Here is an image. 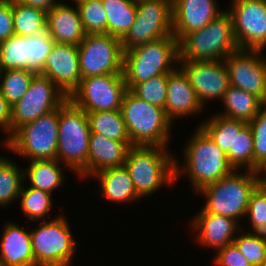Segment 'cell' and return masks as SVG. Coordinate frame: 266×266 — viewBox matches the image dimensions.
Returning a JSON list of instances; mask_svg holds the SVG:
<instances>
[{
	"mask_svg": "<svg viewBox=\"0 0 266 266\" xmlns=\"http://www.w3.org/2000/svg\"><path fill=\"white\" fill-rule=\"evenodd\" d=\"M186 143L183 150V166L179 165V160L175 156V182L186 174L196 194L234 170L228 163L226 153L199 126Z\"/></svg>",
	"mask_w": 266,
	"mask_h": 266,
	"instance_id": "6da1fadb",
	"label": "cell"
},
{
	"mask_svg": "<svg viewBox=\"0 0 266 266\" xmlns=\"http://www.w3.org/2000/svg\"><path fill=\"white\" fill-rule=\"evenodd\" d=\"M90 127L87 114L67 99L59 107L56 159L80 179L88 177Z\"/></svg>",
	"mask_w": 266,
	"mask_h": 266,
	"instance_id": "7a4b0ae2",
	"label": "cell"
},
{
	"mask_svg": "<svg viewBox=\"0 0 266 266\" xmlns=\"http://www.w3.org/2000/svg\"><path fill=\"white\" fill-rule=\"evenodd\" d=\"M178 62V41L173 35L124 52L123 75L128 90L153 77L170 74L179 66Z\"/></svg>",
	"mask_w": 266,
	"mask_h": 266,
	"instance_id": "3957f363",
	"label": "cell"
},
{
	"mask_svg": "<svg viewBox=\"0 0 266 266\" xmlns=\"http://www.w3.org/2000/svg\"><path fill=\"white\" fill-rule=\"evenodd\" d=\"M168 147L131 146L124 163L138 195L150 196L175 183V157Z\"/></svg>",
	"mask_w": 266,
	"mask_h": 266,
	"instance_id": "277c9868",
	"label": "cell"
},
{
	"mask_svg": "<svg viewBox=\"0 0 266 266\" xmlns=\"http://www.w3.org/2000/svg\"><path fill=\"white\" fill-rule=\"evenodd\" d=\"M238 49L227 9L204 28L186 34L178 42L179 61H224Z\"/></svg>",
	"mask_w": 266,
	"mask_h": 266,
	"instance_id": "5b68a950",
	"label": "cell"
},
{
	"mask_svg": "<svg viewBox=\"0 0 266 266\" xmlns=\"http://www.w3.org/2000/svg\"><path fill=\"white\" fill-rule=\"evenodd\" d=\"M239 172L233 170L197 192L205 196L206 203L201 208L205 213L230 217L239 224L240 218L246 217L251 194L260 184L256 172Z\"/></svg>",
	"mask_w": 266,
	"mask_h": 266,
	"instance_id": "8992f818",
	"label": "cell"
},
{
	"mask_svg": "<svg viewBox=\"0 0 266 266\" xmlns=\"http://www.w3.org/2000/svg\"><path fill=\"white\" fill-rule=\"evenodd\" d=\"M120 111L132 146L168 147L173 122L165 109L137 98L128 90Z\"/></svg>",
	"mask_w": 266,
	"mask_h": 266,
	"instance_id": "52a82bcc",
	"label": "cell"
},
{
	"mask_svg": "<svg viewBox=\"0 0 266 266\" xmlns=\"http://www.w3.org/2000/svg\"><path fill=\"white\" fill-rule=\"evenodd\" d=\"M58 129L59 108L16 129L4 140V146L30 161L56 159Z\"/></svg>",
	"mask_w": 266,
	"mask_h": 266,
	"instance_id": "ba28073f",
	"label": "cell"
},
{
	"mask_svg": "<svg viewBox=\"0 0 266 266\" xmlns=\"http://www.w3.org/2000/svg\"><path fill=\"white\" fill-rule=\"evenodd\" d=\"M40 222L32 229L31 241L35 266H70L76 253V240L65 216Z\"/></svg>",
	"mask_w": 266,
	"mask_h": 266,
	"instance_id": "9c48e42d",
	"label": "cell"
},
{
	"mask_svg": "<svg viewBox=\"0 0 266 266\" xmlns=\"http://www.w3.org/2000/svg\"><path fill=\"white\" fill-rule=\"evenodd\" d=\"M134 24L121 39L123 51L173 35L172 0H137Z\"/></svg>",
	"mask_w": 266,
	"mask_h": 266,
	"instance_id": "30bf717a",
	"label": "cell"
},
{
	"mask_svg": "<svg viewBox=\"0 0 266 266\" xmlns=\"http://www.w3.org/2000/svg\"><path fill=\"white\" fill-rule=\"evenodd\" d=\"M81 79L105 74H123L121 39L107 33L88 34L78 45Z\"/></svg>",
	"mask_w": 266,
	"mask_h": 266,
	"instance_id": "8fae6325",
	"label": "cell"
},
{
	"mask_svg": "<svg viewBox=\"0 0 266 266\" xmlns=\"http://www.w3.org/2000/svg\"><path fill=\"white\" fill-rule=\"evenodd\" d=\"M127 91L123 74L89 76L80 80L68 99L86 113L120 110Z\"/></svg>",
	"mask_w": 266,
	"mask_h": 266,
	"instance_id": "7c38bea8",
	"label": "cell"
},
{
	"mask_svg": "<svg viewBox=\"0 0 266 266\" xmlns=\"http://www.w3.org/2000/svg\"><path fill=\"white\" fill-rule=\"evenodd\" d=\"M67 99L48 77L37 73L26 94L11 108V134L22 125L59 108Z\"/></svg>",
	"mask_w": 266,
	"mask_h": 266,
	"instance_id": "4fadbf2b",
	"label": "cell"
},
{
	"mask_svg": "<svg viewBox=\"0 0 266 266\" xmlns=\"http://www.w3.org/2000/svg\"><path fill=\"white\" fill-rule=\"evenodd\" d=\"M239 49L266 48V0H232L228 6Z\"/></svg>",
	"mask_w": 266,
	"mask_h": 266,
	"instance_id": "5bb4252c",
	"label": "cell"
},
{
	"mask_svg": "<svg viewBox=\"0 0 266 266\" xmlns=\"http://www.w3.org/2000/svg\"><path fill=\"white\" fill-rule=\"evenodd\" d=\"M262 50L238 49L225 60L229 83L266 104V57Z\"/></svg>",
	"mask_w": 266,
	"mask_h": 266,
	"instance_id": "9a60e30c",
	"label": "cell"
},
{
	"mask_svg": "<svg viewBox=\"0 0 266 266\" xmlns=\"http://www.w3.org/2000/svg\"><path fill=\"white\" fill-rule=\"evenodd\" d=\"M178 66L187 76L202 106L209 101H222L228 89L229 74L224 61H179Z\"/></svg>",
	"mask_w": 266,
	"mask_h": 266,
	"instance_id": "2e32d148",
	"label": "cell"
},
{
	"mask_svg": "<svg viewBox=\"0 0 266 266\" xmlns=\"http://www.w3.org/2000/svg\"><path fill=\"white\" fill-rule=\"evenodd\" d=\"M38 73L48 77L69 98L81 80L78 46L54 43Z\"/></svg>",
	"mask_w": 266,
	"mask_h": 266,
	"instance_id": "e0dca14e",
	"label": "cell"
},
{
	"mask_svg": "<svg viewBox=\"0 0 266 266\" xmlns=\"http://www.w3.org/2000/svg\"><path fill=\"white\" fill-rule=\"evenodd\" d=\"M217 0H172L173 36L179 42L186 34L204 28L223 10Z\"/></svg>",
	"mask_w": 266,
	"mask_h": 266,
	"instance_id": "ac0fdd59",
	"label": "cell"
},
{
	"mask_svg": "<svg viewBox=\"0 0 266 266\" xmlns=\"http://www.w3.org/2000/svg\"><path fill=\"white\" fill-rule=\"evenodd\" d=\"M191 228L196 232V241L203 247L216 252L233 243L240 225L236 220L217 214L205 213L202 209L191 220Z\"/></svg>",
	"mask_w": 266,
	"mask_h": 266,
	"instance_id": "d6986e66",
	"label": "cell"
},
{
	"mask_svg": "<svg viewBox=\"0 0 266 266\" xmlns=\"http://www.w3.org/2000/svg\"><path fill=\"white\" fill-rule=\"evenodd\" d=\"M204 107L185 73L177 67L168 74L165 113L173 122L179 117L200 114ZM176 118V119H175Z\"/></svg>",
	"mask_w": 266,
	"mask_h": 266,
	"instance_id": "ffe728a7",
	"label": "cell"
},
{
	"mask_svg": "<svg viewBox=\"0 0 266 266\" xmlns=\"http://www.w3.org/2000/svg\"><path fill=\"white\" fill-rule=\"evenodd\" d=\"M46 32L55 43L78 46L87 35L78 8L60 2L47 12Z\"/></svg>",
	"mask_w": 266,
	"mask_h": 266,
	"instance_id": "44dd1931",
	"label": "cell"
},
{
	"mask_svg": "<svg viewBox=\"0 0 266 266\" xmlns=\"http://www.w3.org/2000/svg\"><path fill=\"white\" fill-rule=\"evenodd\" d=\"M131 141H116L91 133L88 150V178L106 169L124 166Z\"/></svg>",
	"mask_w": 266,
	"mask_h": 266,
	"instance_id": "7402d4cb",
	"label": "cell"
},
{
	"mask_svg": "<svg viewBox=\"0 0 266 266\" xmlns=\"http://www.w3.org/2000/svg\"><path fill=\"white\" fill-rule=\"evenodd\" d=\"M0 266H35L31 232L12 221L3 228Z\"/></svg>",
	"mask_w": 266,
	"mask_h": 266,
	"instance_id": "603a6c76",
	"label": "cell"
},
{
	"mask_svg": "<svg viewBox=\"0 0 266 266\" xmlns=\"http://www.w3.org/2000/svg\"><path fill=\"white\" fill-rule=\"evenodd\" d=\"M94 176L98 178L101 194L114 204L131 203L141 198L125 166L106 169Z\"/></svg>",
	"mask_w": 266,
	"mask_h": 266,
	"instance_id": "cb8c5ba5",
	"label": "cell"
},
{
	"mask_svg": "<svg viewBox=\"0 0 266 266\" xmlns=\"http://www.w3.org/2000/svg\"><path fill=\"white\" fill-rule=\"evenodd\" d=\"M248 123L216 114L199 124L208 137L226 153L229 165L234 169L235 130H242Z\"/></svg>",
	"mask_w": 266,
	"mask_h": 266,
	"instance_id": "d4e9b609",
	"label": "cell"
},
{
	"mask_svg": "<svg viewBox=\"0 0 266 266\" xmlns=\"http://www.w3.org/2000/svg\"><path fill=\"white\" fill-rule=\"evenodd\" d=\"M60 165L64 164L57 159L31 160L28 168L23 169L24 181H29V187L53 194L66 180Z\"/></svg>",
	"mask_w": 266,
	"mask_h": 266,
	"instance_id": "484cf974",
	"label": "cell"
},
{
	"mask_svg": "<svg viewBox=\"0 0 266 266\" xmlns=\"http://www.w3.org/2000/svg\"><path fill=\"white\" fill-rule=\"evenodd\" d=\"M224 112L219 115L249 123L265 105L258 97L229 85L222 98Z\"/></svg>",
	"mask_w": 266,
	"mask_h": 266,
	"instance_id": "4316f807",
	"label": "cell"
},
{
	"mask_svg": "<svg viewBox=\"0 0 266 266\" xmlns=\"http://www.w3.org/2000/svg\"><path fill=\"white\" fill-rule=\"evenodd\" d=\"M107 13V34L122 39L136 17L137 0H101Z\"/></svg>",
	"mask_w": 266,
	"mask_h": 266,
	"instance_id": "83f0119b",
	"label": "cell"
},
{
	"mask_svg": "<svg viewBox=\"0 0 266 266\" xmlns=\"http://www.w3.org/2000/svg\"><path fill=\"white\" fill-rule=\"evenodd\" d=\"M91 133H98L116 141H130L120 110L86 113Z\"/></svg>",
	"mask_w": 266,
	"mask_h": 266,
	"instance_id": "f1b7e54d",
	"label": "cell"
},
{
	"mask_svg": "<svg viewBox=\"0 0 266 266\" xmlns=\"http://www.w3.org/2000/svg\"><path fill=\"white\" fill-rule=\"evenodd\" d=\"M14 33L17 36H36L46 32L47 12L13 0Z\"/></svg>",
	"mask_w": 266,
	"mask_h": 266,
	"instance_id": "f546056e",
	"label": "cell"
},
{
	"mask_svg": "<svg viewBox=\"0 0 266 266\" xmlns=\"http://www.w3.org/2000/svg\"><path fill=\"white\" fill-rule=\"evenodd\" d=\"M0 161V207L6 208L18 201L24 181V170L5 157Z\"/></svg>",
	"mask_w": 266,
	"mask_h": 266,
	"instance_id": "4dcf8cb0",
	"label": "cell"
},
{
	"mask_svg": "<svg viewBox=\"0 0 266 266\" xmlns=\"http://www.w3.org/2000/svg\"><path fill=\"white\" fill-rule=\"evenodd\" d=\"M7 69L31 70L28 37L13 35L0 43V71Z\"/></svg>",
	"mask_w": 266,
	"mask_h": 266,
	"instance_id": "1f68e13d",
	"label": "cell"
},
{
	"mask_svg": "<svg viewBox=\"0 0 266 266\" xmlns=\"http://www.w3.org/2000/svg\"><path fill=\"white\" fill-rule=\"evenodd\" d=\"M37 73V71L25 69L0 71V92L11 106L26 94Z\"/></svg>",
	"mask_w": 266,
	"mask_h": 266,
	"instance_id": "d6a6232c",
	"label": "cell"
},
{
	"mask_svg": "<svg viewBox=\"0 0 266 266\" xmlns=\"http://www.w3.org/2000/svg\"><path fill=\"white\" fill-rule=\"evenodd\" d=\"M25 184H23L18 197L22 212L29 221H44L47 213L52 208V204H54L52 195L33 187L27 188Z\"/></svg>",
	"mask_w": 266,
	"mask_h": 266,
	"instance_id": "836d02e7",
	"label": "cell"
},
{
	"mask_svg": "<svg viewBox=\"0 0 266 266\" xmlns=\"http://www.w3.org/2000/svg\"><path fill=\"white\" fill-rule=\"evenodd\" d=\"M76 4L85 33H107V13L101 0H73Z\"/></svg>",
	"mask_w": 266,
	"mask_h": 266,
	"instance_id": "e575fe53",
	"label": "cell"
},
{
	"mask_svg": "<svg viewBox=\"0 0 266 266\" xmlns=\"http://www.w3.org/2000/svg\"><path fill=\"white\" fill-rule=\"evenodd\" d=\"M253 236L266 241V186H258L251 194L246 213Z\"/></svg>",
	"mask_w": 266,
	"mask_h": 266,
	"instance_id": "d590c367",
	"label": "cell"
},
{
	"mask_svg": "<svg viewBox=\"0 0 266 266\" xmlns=\"http://www.w3.org/2000/svg\"><path fill=\"white\" fill-rule=\"evenodd\" d=\"M168 74H162L134 85L129 91L137 98L165 109Z\"/></svg>",
	"mask_w": 266,
	"mask_h": 266,
	"instance_id": "8d00e7d4",
	"label": "cell"
},
{
	"mask_svg": "<svg viewBox=\"0 0 266 266\" xmlns=\"http://www.w3.org/2000/svg\"><path fill=\"white\" fill-rule=\"evenodd\" d=\"M242 168L254 172V141L249 124L242 130H235L234 170Z\"/></svg>",
	"mask_w": 266,
	"mask_h": 266,
	"instance_id": "74e56055",
	"label": "cell"
},
{
	"mask_svg": "<svg viewBox=\"0 0 266 266\" xmlns=\"http://www.w3.org/2000/svg\"><path fill=\"white\" fill-rule=\"evenodd\" d=\"M242 230L244 229H240L233 243L252 266H261L266 260V241Z\"/></svg>",
	"mask_w": 266,
	"mask_h": 266,
	"instance_id": "f35d334b",
	"label": "cell"
},
{
	"mask_svg": "<svg viewBox=\"0 0 266 266\" xmlns=\"http://www.w3.org/2000/svg\"><path fill=\"white\" fill-rule=\"evenodd\" d=\"M253 132L254 141V172L266 160V104L248 123Z\"/></svg>",
	"mask_w": 266,
	"mask_h": 266,
	"instance_id": "ab89813d",
	"label": "cell"
},
{
	"mask_svg": "<svg viewBox=\"0 0 266 266\" xmlns=\"http://www.w3.org/2000/svg\"><path fill=\"white\" fill-rule=\"evenodd\" d=\"M55 41L47 32L36 36H28L29 44V62L31 63V70L39 72L49 55Z\"/></svg>",
	"mask_w": 266,
	"mask_h": 266,
	"instance_id": "60d3db41",
	"label": "cell"
},
{
	"mask_svg": "<svg viewBox=\"0 0 266 266\" xmlns=\"http://www.w3.org/2000/svg\"><path fill=\"white\" fill-rule=\"evenodd\" d=\"M213 264L215 266H252L234 243H230L218 250Z\"/></svg>",
	"mask_w": 266,
	"mask_h": 266,
	"instance_id": "b9f144b4",
	"label": "cell"
},
{
	"mask_svg": "<svg viewBox=\"0 0 266 266\" xmlns=\"http://www.w3.org/2000/svg\"><path fill=\"white\" fill-rule=\"evenodd\" d=\"M13 35V0H0V43Z\"/></svg>",
	"mask_w": 266,
	"mask_h": 266,
	"instance_id": "7bdbcfd3",
	"label": "cell"
},
{
	"mask_svg": "<svg viewBox=\"0 0 266 266\" xmlns=\"http://www.w3.org/2000/svg\"><path fill=\"white\" fill-rule=\"evenodd\" d=\"M11 108L0 92V129L3 130L7 138L11 135Z\"/></svg>",
	"mask_w": 266,
	"mask_h": 266,
	"instance_id": "ee69618b",
	"label": "cell"
},
{
	"mask_svg": "<svg viewBox=\"0 0 266 266\" xmlns=\"http://www.w3.org/2000/svg\"><path fill=\"white\" fill-rule=\"evenodd\" d=\"M16 2L31 7L42 9L46 12L50 11L56 4L60 2L56 0H15Z\"/></svg>",
	"mask_w": 266,
	"mask_h": 266,
	"instance_id": "f6af8a7d",
	"label": "cell"
},
{
	"mask_svg": "<svg viewBox=\"0 0 266 266\" xmlns=\"http://www.w3.org/2000/svg\"><path fill=\"white\" fill-rule=\"evenodd\" d=\"M256 175L260 186H266V160L258 166Z\"/></svg>",
	"mask_w": 266,
	"mask_h": 266,
	"instance_id": "bcb514c9",
	"label": "cell"
},
{
	"mask_svg": "<svg viewBox=\"0 0 266 266\" xmlns=\"http://www.w3.org/2000/svg\"><path fill=\"white\" fill-rule=\"evenodd\" d=\"M261 266H266V260L262 263Z\"/></svg>",
	"mask_w": 266,
	"mask_h": 266,
	"instance_id": "7dc6e473",
	"label": "cell"
}]
</instances>
